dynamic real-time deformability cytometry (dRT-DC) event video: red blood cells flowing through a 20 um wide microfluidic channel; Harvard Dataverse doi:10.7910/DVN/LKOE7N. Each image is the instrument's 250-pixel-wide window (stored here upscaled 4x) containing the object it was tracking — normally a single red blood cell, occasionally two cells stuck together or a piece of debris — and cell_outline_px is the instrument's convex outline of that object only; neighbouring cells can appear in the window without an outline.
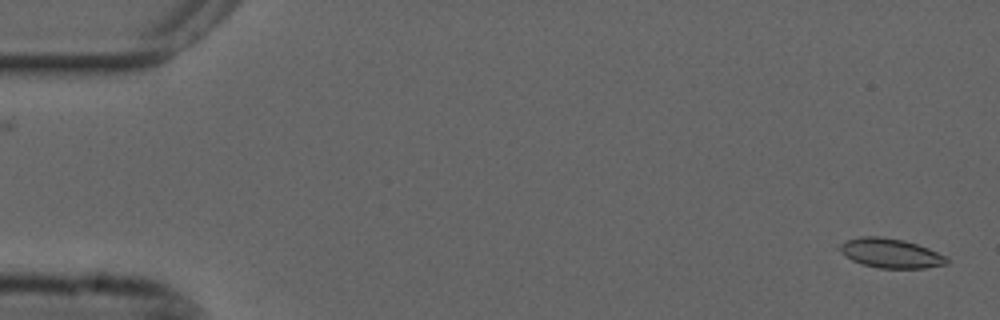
{"species": "common noctule bat (a hibernating species)", "species_latin": "Nyctalus noctula", "temperature_condition": "cold", "stored_images_in_passage": 23, "camera_frame_rate_fps": 3000, "um_per_image_px": 0.085, "animal": {"sex": "male", "forearm_length_mm": 52.5}, "frame": {"image": 1, "passage_image": 2, "time_ms": 0.333, "image_size_px": [1000, 320], "cell_outline_px": [[948, 264], [924, 268], [880, 268], [864, 264], [852, 260], [836, 244], [860, 236], [880, 236], [904, 240], [928, 248], [948, 256]], "centroid_in_image_um": [75.75, 21.51], "position_along_channel_um": 9.2, "area_um2": 18.21}}
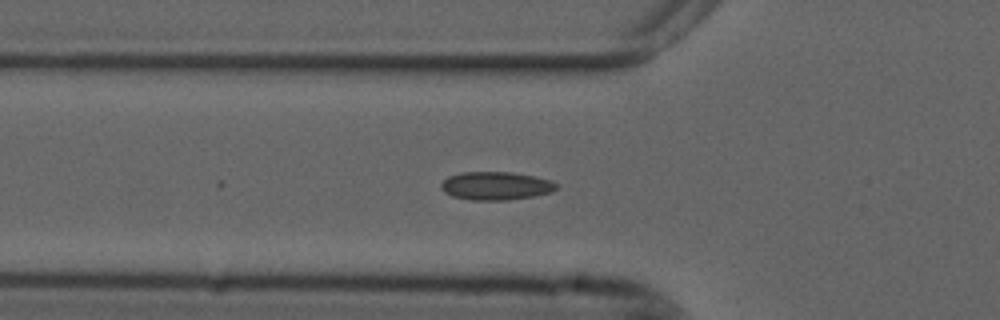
{"frame": {"image": 2, "passage_image": 19, "time_ms": 6.0, "image_size_px": [1000, 320], "cell_outline_px": [[560, 184], [552, 192], [532, 196], [508, 200], [472, 200], [452, 196], [444, 192], [440, 188], [440, 184], [448, 176], [460, 172], [512, 172], [536, 176]], "centroid_in_image_um": [42.13, 15.79], "position_along_channel_um": 83.7, "area_um2": 19.07}}
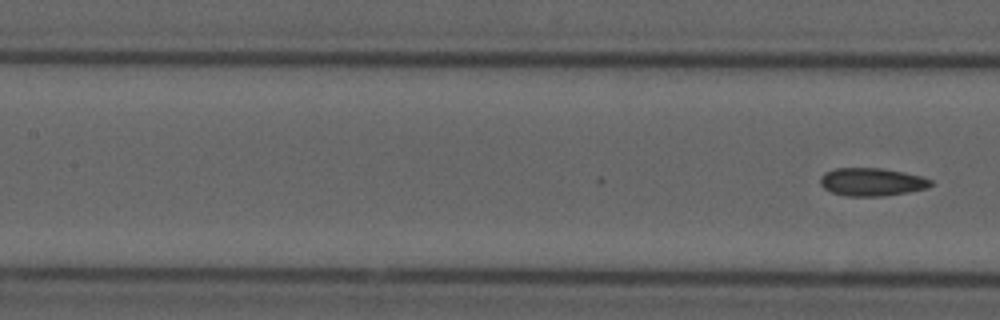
{"frame": {"image": 3, "passage_image": 23, "time_ms": 7.333, "image_size_px": [1000, 320], "cell_outline_px": [[932, 184], [928, 188], [908, 192], [884, 196], [848, 196], [832, 192], [824, 188], [820, 184], [820, 176], [824, 172], [836, 168], [880, 168], [904, 172], [920, 176], [932, 180]], "centroid_in_image_um": [74.09, 15.46], "position_along_channel_um": 133.3, "area_um2": 18.03}}